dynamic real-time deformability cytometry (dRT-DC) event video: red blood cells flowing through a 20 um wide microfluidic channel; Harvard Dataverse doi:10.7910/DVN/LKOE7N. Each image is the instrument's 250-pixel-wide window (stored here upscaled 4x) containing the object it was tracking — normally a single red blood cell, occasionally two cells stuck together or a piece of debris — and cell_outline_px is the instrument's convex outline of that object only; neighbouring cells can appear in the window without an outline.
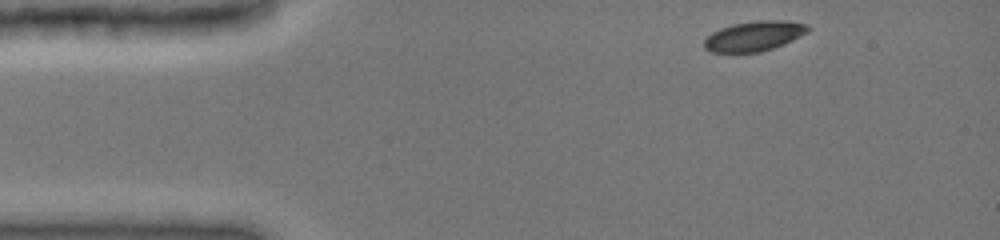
{"species": "common noctule bat (a hibernating species)", "species_latin": "Nyctalus noctula", "temperature_condition": "cold", "stored_images_in_passage": 40, "camera_frame_rate_fps": 3000, "um_per_image_px": 0.085, "animal": {"sex": "female", "body_mass_g": 19.0, "forearm_length_mm": 51.5}, "frame": {"image": 1, "passage_image": 1, "time_ms": 0.0, "image_size_px": [1000, 240], "cell_outline_px": [[812, 28], [808, 32], [792, 40], [772, 48], [760, 52], [708, 52], [704, 48], [704, 40], [712, 32], [720, 28], [732, 24], [756, 20], [788, 20], [808, 24]], "centroid_in_image_um": [64.11, 3.05], "position_along_channel_um": 20.9, "area_um2": 18.26}}
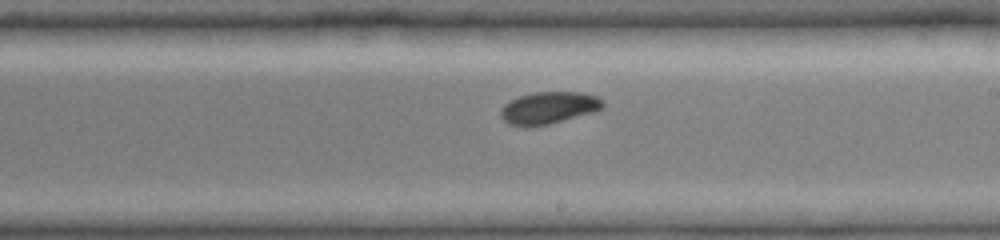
{"frame": {"image": 2, "passage_image": 23, "time_ms": 7.333, "image_size_px": [1000, 240], "cell_outline_px": [[604, 108], [592, 112], [548, 124], [532, 128], [524, 128], [508, 124], [500, 116], [500, 112], [504, 104], [520, 96], [532, 92], [580, 92], [596, 96], [604, 100]], "centroid_in_image_um": [46.61, 9.18], "position_along_channel_um": 242.4, "area_um2": 19.25}}
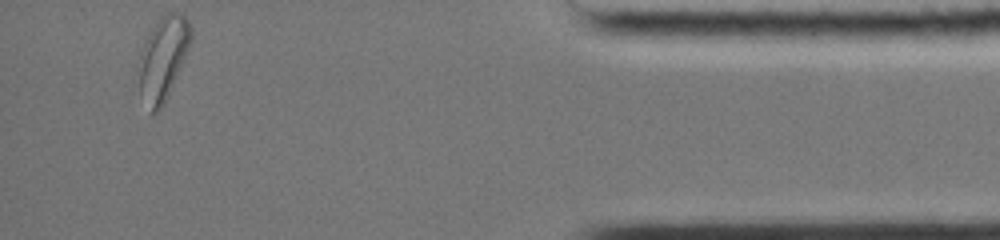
{"frame": {"image": 3, "passage_image": 40, "time_ms": 13.0, "image_size_px": [1000, 240], "cell_outline_px": [[192, 36], [184, 60], [168, 96], [164, 104], [156, 112], [152, 112], [140, 92], [136, 64], [144, 40], [156, 20], [164, 12], [180, 12], [188, 20], [192, 28]], "centroid_in_image_um": [13.83, 4.89], "position_along_channel_um": 421.4, "area_um2": 25.72}, "authors_computed_cell_mechanics": {"area_um2": 19.2763, "velocity_mm_per_s": 3.9539, "shape_relaxation_time_tau1_ms": 1.9262, "shape_relaxation_time_tau2_ms": null, "deformation_change_tau1": 0.0852, "deformation_change_tau2": null}}